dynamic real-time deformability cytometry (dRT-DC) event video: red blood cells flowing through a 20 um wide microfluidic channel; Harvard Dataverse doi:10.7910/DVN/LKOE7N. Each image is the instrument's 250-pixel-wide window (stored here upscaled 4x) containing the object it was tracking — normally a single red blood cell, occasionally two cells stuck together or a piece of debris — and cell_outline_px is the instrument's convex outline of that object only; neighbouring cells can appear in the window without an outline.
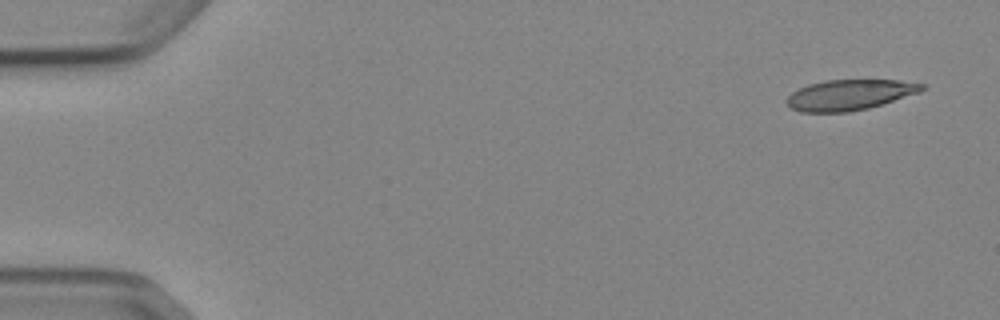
{"species": "Egyptian fruit bat (a non-hibernating species)", "species_latin": "Rousettus aegyptiacus", "temperature_condition": "cold", "stored_images_in_passage": 4, "camera_frame_rate_fps": 3000, "um_per_image_px": 0.085, "animal": {"sex": "female"}, "frame": {"image": 1, "passage_image": 1, "time_ms": 0.0, "image_size_px": [1000, 320], "cell_outline_px": [[928, 84], [920, 92], [868, 108], [848, 112], [800, 112], [792, 108], [784, 100], [792, 92], [808, 84], [824, 80], [900, 80]], "centroid_in_image_um": [72.22, 8.05], "position_along_channel_um": 12.8, "area_um2": 24.04}}
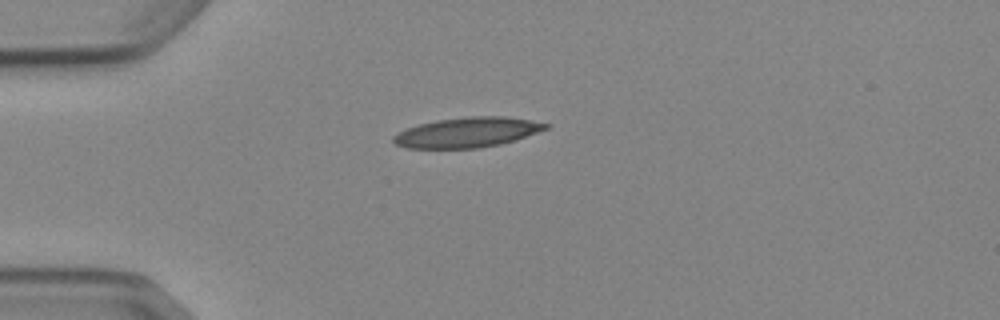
{"frame": {"image": 2, "passage_image": 4, "time_ms": 3.667, "image_size_px": [1000, 320], "cell_outline_px": [[552, 124], [548, 128], [516, 140], [500, 144], [480, 148], [408, 148], [396, 144], [392, 140], [392, 136], [408, 128], [420, 124], [436, 120], [468, 116], [504, 116]], "centroid_in_image_um": [39.74, 11.25], "position_along_channel_um": 45.3, "area_um2": 26.53}}